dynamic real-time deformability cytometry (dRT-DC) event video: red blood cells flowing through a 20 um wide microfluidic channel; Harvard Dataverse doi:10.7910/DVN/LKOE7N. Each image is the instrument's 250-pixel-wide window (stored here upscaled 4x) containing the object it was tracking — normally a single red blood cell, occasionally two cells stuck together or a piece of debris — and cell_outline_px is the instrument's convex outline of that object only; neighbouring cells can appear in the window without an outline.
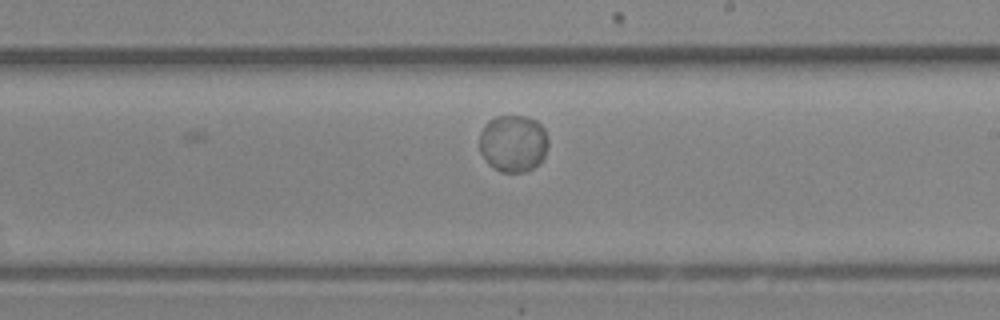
{"species": "Egyptian fruit bat (a non-hibernating species)", "species_latin": "Rousettus aegyptiacus", "temperature_condition": "room temperature", "stored_images_in_passage": 13, "camera_frame_rate_fps": 3000, "um_per_image_px": 0.085, "animal": {"sex": "female"}, "frame": {"image": 1, "passage_image": 13, "time_ms": 4.0, "image_size_px": [1000, 320], "cell_outline_px": [[548, 144], [544, 156], [540, 164], [524, 172], [500, 172], [488, 164], [480, 152], [480, 132], [488, 120], [496, 116], [528, 116], [536, 120], [544, 128], [548, 136]], "centroid_in_image_um": [43.63, 12.18], "position_along_channel_um": 245.4, "area_um2": 23.18}}